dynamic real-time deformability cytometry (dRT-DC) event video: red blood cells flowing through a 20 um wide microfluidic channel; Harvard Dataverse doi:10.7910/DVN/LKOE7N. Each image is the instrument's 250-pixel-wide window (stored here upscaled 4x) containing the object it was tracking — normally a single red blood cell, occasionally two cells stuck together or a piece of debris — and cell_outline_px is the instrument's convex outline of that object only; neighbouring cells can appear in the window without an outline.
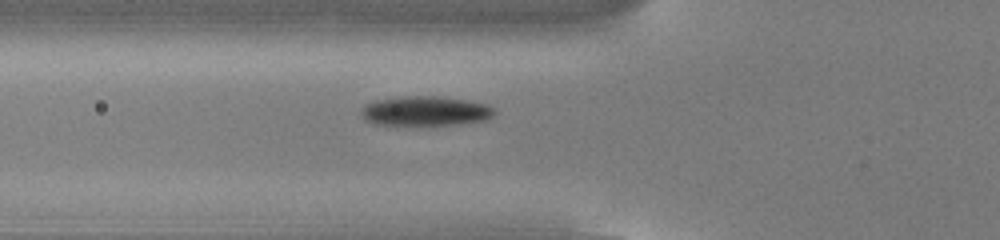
{"species": "common noctule bat (a hibernating species)", "species_latin": "Nyctalus noctula", "temperature_condition": "cold", "stored_images_in_passage": 34, "camera_frame_rate_fps": 3000, "um_per_image_px": 0.085, "animal": {"sex": "male", "body_mass_g": 13.0, "forearm_length_mm": 53.1}, "frame": {"image": 1, "passage_image": 2, "time_ms": 0.333, "image_size_px": [1000, 240], "cell_outline_px": [[496, 112], [488, 120], [460, 124], [420, 128], [372, 124], [364, 120], [360, 112], [360, 108], [364, 104], [376, 100], [404, 96], [436, 96], [468, 100], [488, 104]], "centroid_in_image_um": [36.11, 9.49], "position_along_channel_um": 89.7, "area_um2": 24.33}}
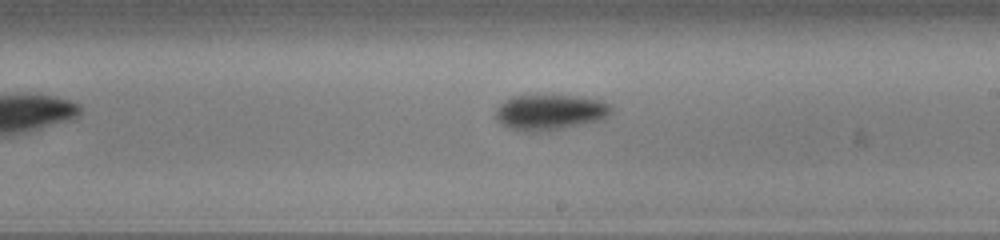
{"frame": {"image": 2, "passage_image": 14, "time_ms": 4.333, "image_size_px": [1000, 240], "cell_outline_px": [[612, 112], [604, 120], [548, 132], [524, 132], [512, 128], [496, 120], [496, 108], [504, 100], [512, 96], [580, 96], [600, 100], [612, 104]], "centroid_in_image_um": [46.81, 9.56], "position_along_channel_um": 242.2, "area_um2": 24.33}}
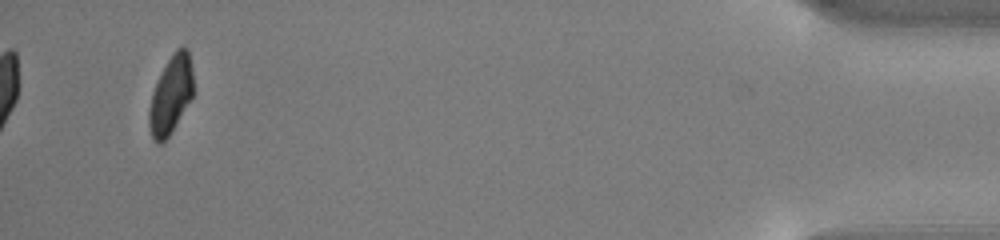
{"frame": {"image": 3, "passage_image": 34, "time_ms": 11.0, "image_size_px": [1000, 240], "cell_outline_px": [[192, 96], [168, 136], [160, 144], [156, 144], [152, 140], [148, 124], [148, 108], [152, 92], [172, 52], [176, 48], [188, 48], [192, 68]], "centroid_in_image_um": [14.49, 8.08], "position_along_channel_um": 420.7, "area_um2": 19.71}}